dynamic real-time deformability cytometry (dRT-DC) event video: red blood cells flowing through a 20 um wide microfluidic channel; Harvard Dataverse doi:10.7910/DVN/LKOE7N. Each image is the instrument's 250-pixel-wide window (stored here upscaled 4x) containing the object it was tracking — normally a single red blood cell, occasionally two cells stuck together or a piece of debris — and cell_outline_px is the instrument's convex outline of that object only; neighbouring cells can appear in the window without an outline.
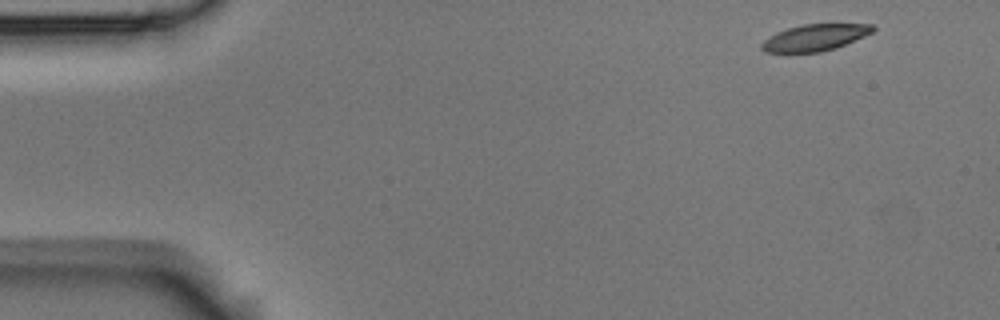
{"species": "Egyptian fruit bat (a non-hibernating species)", "species_latin": "Rousettus aegyptiacus", "temperature_condition": "room temperature", "stored_images_in_passage": 4, "camera_frame_rate_fps": 3000, "um_per_image_px": 0.085, "animal": {"sex": "male"}, "frame": {"image": 1, "passage_image": 1, "time_ms": 0.0, "image_size_px": [1000, 320], "cell_outline_px": [[876, 28], [872, 32], [864, 36], [836, 48], [820, 52], [764, 52], [760, 48], [760, 44], [764, 40], [776, 32], [788, 28], [804, 24], [872, 24]], "centroid_in_image_um": [69.25, 3.19], "position_along_channel_um": 15.8, "area_um2": 17.11}}
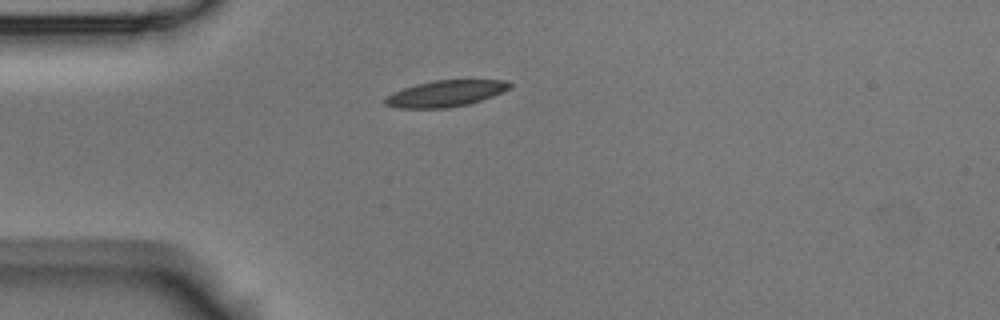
{"frame": {"image": 2, "passage_image": 4, "time_ms": 1.0, "image_size_px": [1000, 320], "cell_outline_px": [[512, 88], [492, 96], [468, 104], [448, 108], [396, 108], [384, 104], [380, 100], [392, 92], [416, 84], [436, 80], [508, 80], [512, 84]], "centroid_in_image_um": [37.84, 7.95], "position_along_channel_um": 47.2, "area_um2": 19.25}}